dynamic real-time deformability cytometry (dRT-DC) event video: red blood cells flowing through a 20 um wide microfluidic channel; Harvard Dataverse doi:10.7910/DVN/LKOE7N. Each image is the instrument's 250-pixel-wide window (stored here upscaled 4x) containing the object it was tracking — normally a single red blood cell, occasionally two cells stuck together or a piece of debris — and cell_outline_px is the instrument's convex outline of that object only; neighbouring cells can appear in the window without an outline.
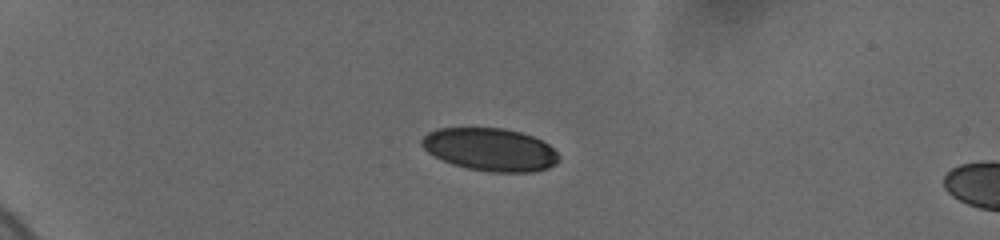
{"species": "human", "species_latin": "Homo sapiens", "temperature_condition": "cold", "stored_images_in_passage": 9, "camera_frame_rate_fps": 3000, "um_per_image_px": 0.085, "donor": {"sex": "female"}, "frame": {"image": 1, "passage_image": 6, "time_ms": 4.0, "image_size_px": [1000, 240], "cell_outline_px": [[560, 156], [556, 164], [548, 168], [532, 172], [492, 172], [468, 168], [452, 164], [428, 152], [420, 144], [420, 140], [428, 132], [436, 128], [504, 128], [520, 132], [532, 136], [548, 144]], "centroid_in_image_um": [41.66, 12.7], "position_along_channel_um": 43.3, "area_um2": 34.1}}